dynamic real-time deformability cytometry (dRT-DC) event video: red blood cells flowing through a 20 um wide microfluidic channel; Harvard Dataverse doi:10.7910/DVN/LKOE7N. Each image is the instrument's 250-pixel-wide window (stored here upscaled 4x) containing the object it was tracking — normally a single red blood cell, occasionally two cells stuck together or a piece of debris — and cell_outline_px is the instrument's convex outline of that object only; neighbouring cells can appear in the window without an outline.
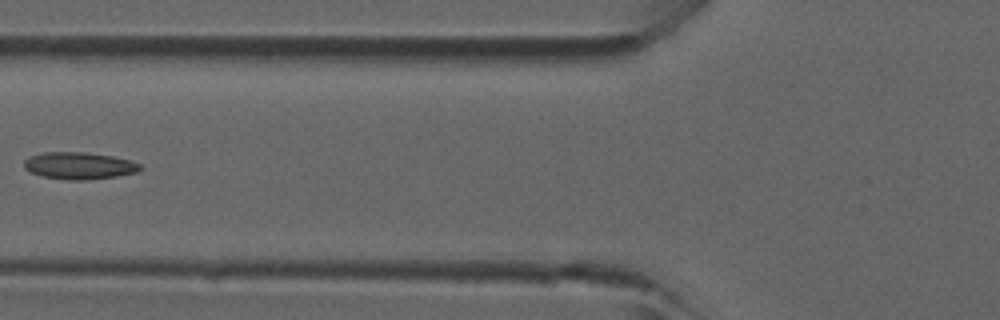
{"species": "common noctule bat (a hibernating species)", "species_latin": "Nyctalus noctula", "temperature_condition": "room temperature", "stored_images_in_passage": 6, "camera_frame_rate_fps": 3000, "um_per_image_px": 0.085, "animal": {"sex": "male", "forearm_length_mm": 52.5}, "frame": {"image": 1, "passage_image": 6, "time_ms": 1.667, "image_size_px": [1000, 320], "cell_outline_px": [[144, 168], [136, 172], [116, 176], [88, 180], [68, 180], [44, 176], [32, 172], [24, 168], [24, 160], [28, 156], [44, 152], [84, 152], [112, 156], [128, 160], [140, 164]], "centroid_in_image_um": [6.72, 14.08], "position_along_channel_um": 119.1, "area_um2": 18.21}}